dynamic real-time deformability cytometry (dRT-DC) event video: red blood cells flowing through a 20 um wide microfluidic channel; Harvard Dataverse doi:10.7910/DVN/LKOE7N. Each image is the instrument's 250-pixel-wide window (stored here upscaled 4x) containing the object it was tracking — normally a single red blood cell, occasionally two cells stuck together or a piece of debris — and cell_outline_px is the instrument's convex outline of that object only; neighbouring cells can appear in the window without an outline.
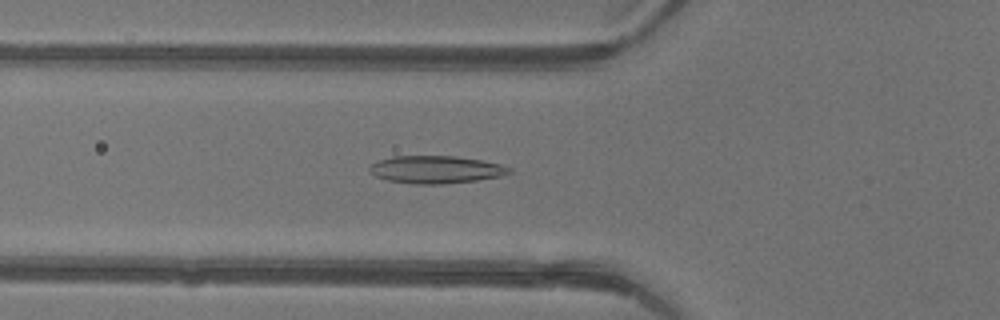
{"species": "common noctule bat (a hibernating species)", "species_latin": "Nyctalus noctula", "temperature_condition": "warm", "stored_images_in_passage": 47, "camera_frame_rate_fps": 3000, "um_per_image_px": 0.085, "animal": {"sex": "female"}, "frame": {"image": 1, "passage_image": 17, "time_ms": 5.333, "image_size_px": [1000, 320], "cell_outline_px": [[512, 172], [500, 176], [476, 180], [444, 184], [412, 184], [388, 180], [376, 176], [368, 168], [372, 164], [380, 160], [392, 156], [456, 156], [480, 160], [500, 164], [512, 168]], "centroid_in_image_um": [37.06, 14.41], "position_along_channel_um": 88.7, "area_um2": 22.31}}
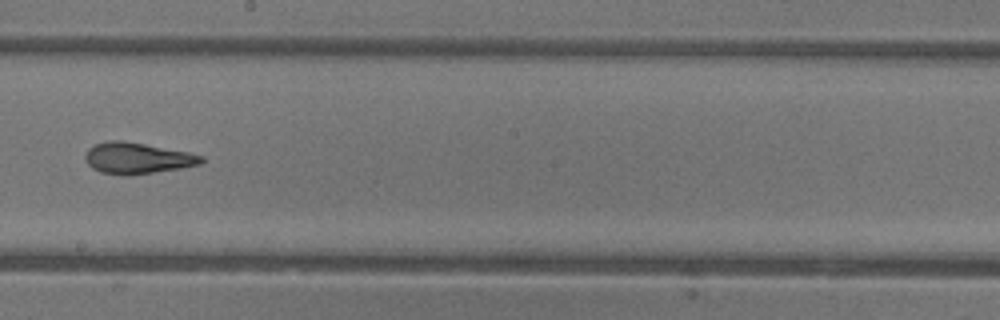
{"frame": {"image": 2, "passage_image": 27, "time_ms": 8.667, "image_size_px": [1000, 320], "cell_outline_px": [[204, 160], [200, 164], [180, 168], [128, 176], [100, 172], [92, 168], [88, 164], [84, 156], [88, 148], [96, 144], [108, 140], [120, 140], [144, 144], [188, 152], [204, 156]], "centroid_in_image_um": [11.64, 13.45], "position_along_channel_um": 236.6, "area_um2": 20.98}}
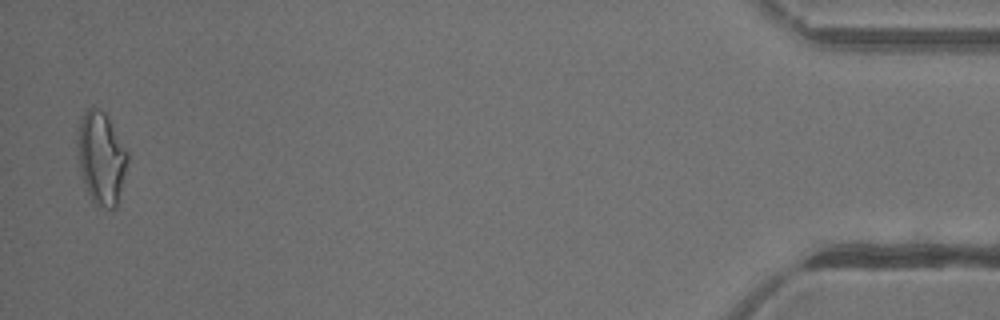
{"frame": {"image": 3, "passage_image": 46, "time_ms": 15.0, "image_size_px": [1000, 320], "cell_outline_px": [[128, 160], [116, 208], [112, 212], [96, 204], [92, 200], [88, 192], [80, 168], [76, 144], [80, 116], [88, 108], [96, 108], [104, 112], [108, 116], [128, 152]], "centroid_in_image_um": [8.6, 13.42], "position_along_channel_um": 426.6, "area_um2": 26.99}, "authors_computed_cell_mechanics": {"area_um2": 21.7906, "velocity_mm_per_s": 4.4085, "shape_relaxation_time_tau1_ms": 6.5524, "shape_relaxation_time_tau2_ms": 1.2615, "deformation_change_tau1": 0.2228, "deformation_change_tau2": 0.0871}}